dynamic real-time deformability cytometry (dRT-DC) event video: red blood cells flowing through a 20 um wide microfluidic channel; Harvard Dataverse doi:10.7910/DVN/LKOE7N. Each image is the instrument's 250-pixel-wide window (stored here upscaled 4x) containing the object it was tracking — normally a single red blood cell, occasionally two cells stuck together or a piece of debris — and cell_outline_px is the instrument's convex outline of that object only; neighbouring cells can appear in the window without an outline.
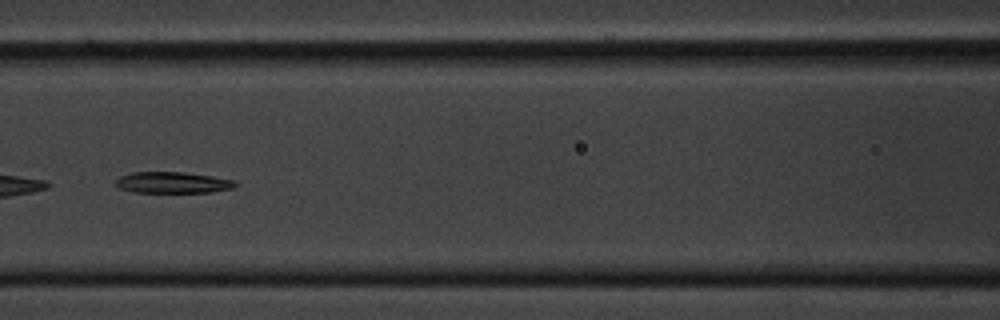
{"species": "common noctule bat (a hibernating species)", "species_latin": "Nyctalus noctula", "temperature_condition": "cold", "stored_images_in_passage": 53, "camera_frame_rate_fps": 3000, "um_per_image_px": 0.085, "animal": {"sex": "male", "body_mass_g": 20.1, "forearm_length_mm": 53.5}, "frame": {"image": 1, "passage_image": 23, "time_ms": 7.333, "image_size_px": [1000, 320], "cell_outline_px": [[240, 184], [232, 188], [212, 192], [132, 192], [116, 188], [116, 180], [120, 176], [132, 172], [180, 172], [212, 176], [236, 180]], "centroid_in_image_um": [14.68, 15.52], "position_along_channel_um": 151.9, "area_um2": 14.91}}
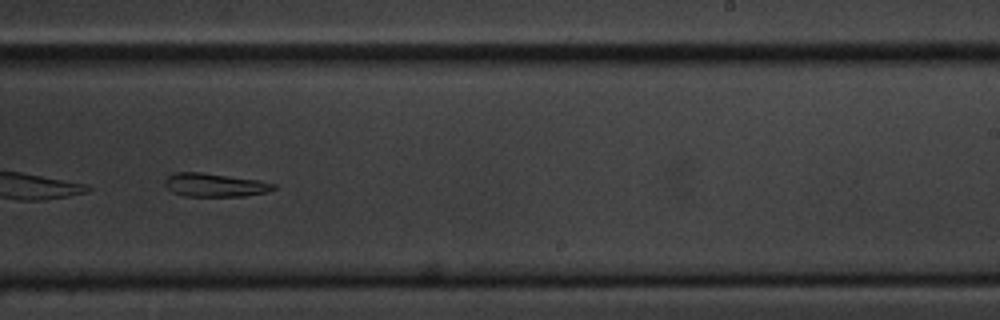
{"frame": {"image": 2, "passage_image": 33, "time_ms": 10.667, "image_size_px": [1000, 320], "cell_outline_px": [[276, 188], [268, 192], [244, 196], [184, 196], [172, 192], [164, 184], [164, 180], [168, 176], [176, 172], [200, 172], [260, 180], [276, 184]], "centroid_in_image_um": [18.27, 15.72], "position_along_channel_um": 270.7, "area_um2": 14.91}}
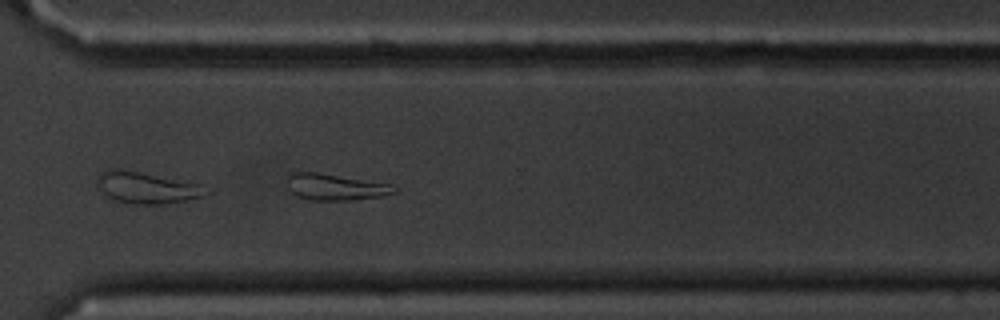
{"frame": {"image": 3, "passage_image": 39, "time_ms": 12.667, "image_size_px": [1000, 320], "cell_outline_px": [[400, 188], [396, 192], [384, 196], [352, 200], [312, 200], [296, 196], [280, 180], [288, 172], [316, 172], [388, 184]], "centroid_in_image_um": [28.38, 15.89], "position_along_channel_um": 342.2, "area_um2": 16.82}}